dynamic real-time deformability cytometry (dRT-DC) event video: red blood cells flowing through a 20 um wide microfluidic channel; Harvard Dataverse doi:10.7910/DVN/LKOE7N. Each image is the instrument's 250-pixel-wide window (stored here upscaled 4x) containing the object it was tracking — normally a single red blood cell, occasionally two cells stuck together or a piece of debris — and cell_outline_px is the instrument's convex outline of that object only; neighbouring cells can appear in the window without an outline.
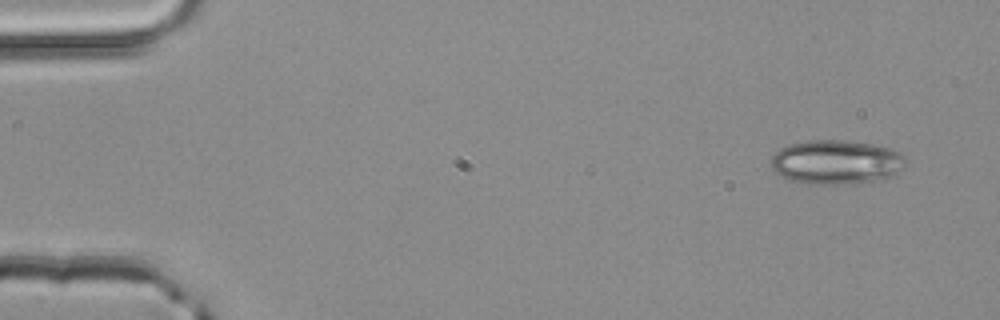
{"species": "common noctule bat (a hibernating species)", "species_latin": "Nyctalus noctula", "temperature_condition": "room temperature", "stored_images_in_passage": 3, "camera_frame_rate_fps": 3000, "um_per_image_px": 0.085, "animal": {"sex": "male", "body_mass_g": 20.4}, "frame": {"image": 1, "passage_image": 1, "time_ms": 0.0, "image_size_px": [1000, 320], "cell_outline_px": [[904, 168], [884, 180], [840, 184], [804, 184], [792, 180], [776, 172], [772, 168], [772, 156], [780, 148], [788, 144], [808, 140], [844, 140], [872, 144], [888, 148], [904, 156]], "centroid_in_image_um": [71.07, 13.78], "position_along_channel_um": 13.9, "area_um2": 34.56}}